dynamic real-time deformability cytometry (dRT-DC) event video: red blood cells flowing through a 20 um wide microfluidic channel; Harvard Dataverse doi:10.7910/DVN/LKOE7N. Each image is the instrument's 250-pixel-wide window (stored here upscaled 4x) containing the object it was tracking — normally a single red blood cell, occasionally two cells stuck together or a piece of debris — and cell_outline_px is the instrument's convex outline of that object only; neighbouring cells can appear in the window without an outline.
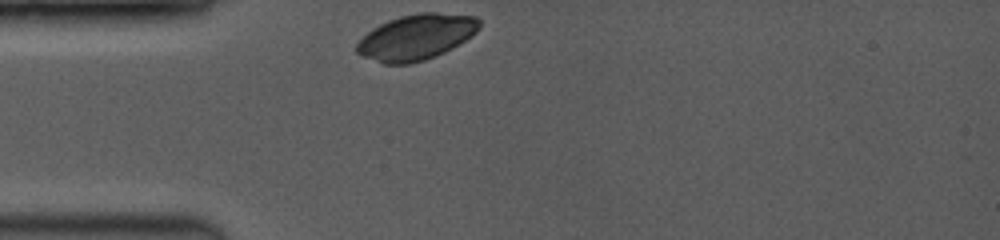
{"species": "common noctule bat (a hibernating species)", "species_latin": "Nyctalus noctula", "temperature_condition": "room temperature", "stored_images_in_passage": 3, "camera_frame_rate_fps": 3500, "um_per_image_px": 0.085, "animal": {"sex": "female", "body_mass_g": 19.0, "forearm_length_mm": 53.3}, "frame": {"image": 1, "passage_image": 1, "time_ms": 0.0, "image_size_px": [1000, 240], "cell_outline_px": [[480, 28], [476, 32], [464, 40], [444, 52], [424, 60], [408, 64], [384, 64], [360, 56], [356, 52], [356, 44], [372, 28], [388, 20], [400, 16], [420, 12], [436, 12], [476, 16], [480, 20]], "centroid_in_image_um": [35.36, 3.15], "position_along_channel_um": 49.6, "area_um2": 32.48}}
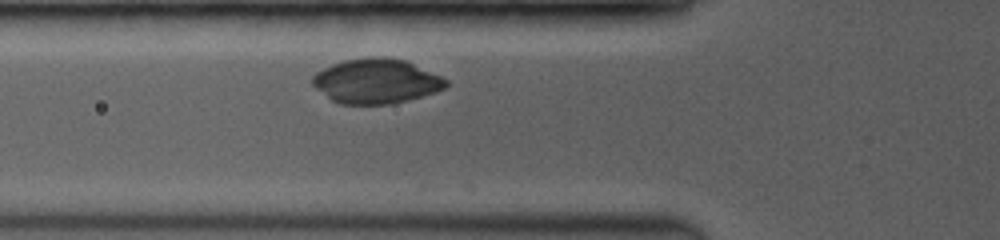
{"frame": {"image": 2, "passage_image": 3, "time_ms": 1.429, "image_size_px": [1000, 240], "cell_outline_px": [[448, 84], [444, 88], [408, 100], [388, 104], [340, 104], [332, 100], [316, 88], [312, 84], [312, 76], [316, 72], [332, 64], [344, 60], [372, 56], [384, 56], [404, 60], [440, 76], [448, 80]], "centroid_in_image_um": [31.94, 6.89], "position_along_channel_um": 93.9, "area_um2": 34.45}}